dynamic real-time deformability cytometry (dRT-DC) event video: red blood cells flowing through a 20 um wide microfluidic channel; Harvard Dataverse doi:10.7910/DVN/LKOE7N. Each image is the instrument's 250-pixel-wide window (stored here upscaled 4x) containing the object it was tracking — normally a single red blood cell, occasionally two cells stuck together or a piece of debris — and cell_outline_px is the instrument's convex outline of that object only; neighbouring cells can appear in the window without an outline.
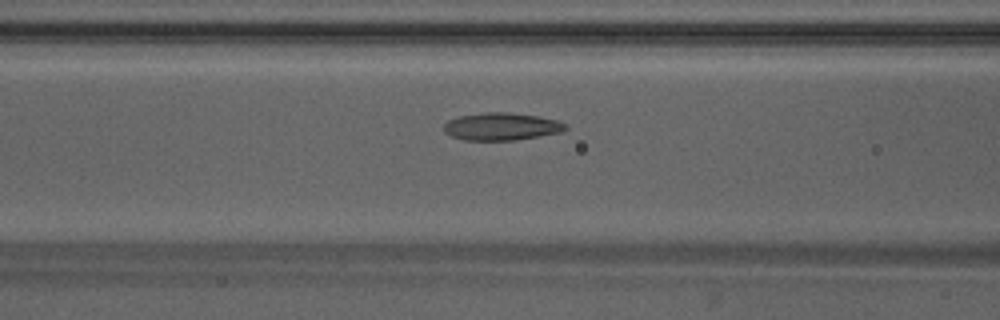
{"species": "Egyptian fruit bat (a non-hibernating species)", "species_latin": "Rousettus aegyptiacus", "temperature_condition": "warm", "stored_images_in_passage": 33, "camera_frame_rate_fps": 3000, "um_per_image_px": 0.085, "animal": {"sex": "male"}, "frame": {"image": 1, "passage_image": 5, "time_ms": 1.333, "image_size_px": [1000, 320], "cell_outline_px": [[568, 128], [564, 132], [516, 140], [464, 140], [452, 136], [444, 132], [444, 124], [448, 120], [460, 116], [484, 112], [508, 112], [536, 116], [556, 120], [564, 124]], "centroid_in_image_um": [42.62, 10.76], "position_along_channel_um": 124.0, "area_um2": 19.48}}
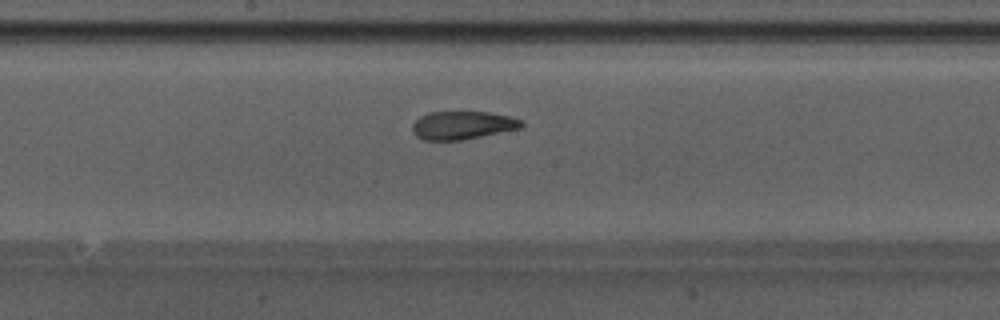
{"frame": {"image": 2, "passage_image": 11, "time_ms": 3.333, "image_size_px": [1000, 320], "cell_outline_px": [[524, 124], [520, 128], [464, 140], [424, 140], [416, 136], [412, 132], [412, 124], [420, 116], [428, 112], [488, 112], [508, 116], [524, 120]], "centroid_in_image_um": [39.3, 10.65], "position_along_channel_um": 208.9, "area_um2": 17.98}}
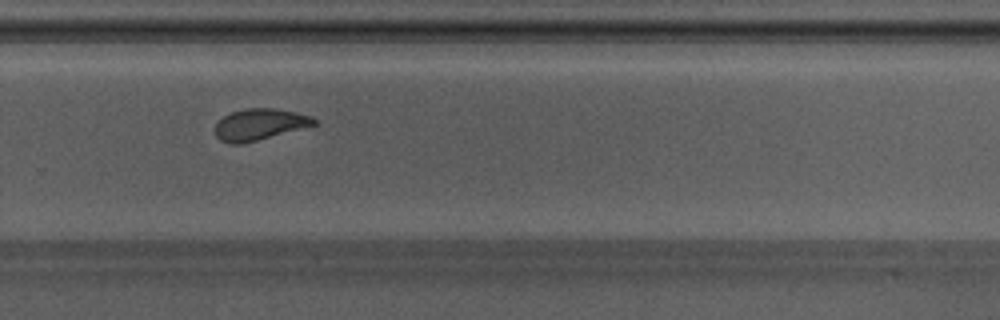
{"frame": {"image": 3, "passage_image": 18, "time_ms": 5.667, "image_size_px": [1000, 320], "cell_outline_px": [[316, 124], [256, 140], [240, 144], [232, 144], [220, 140], [216, 136], [216, 124], [224, 116], [232, 112], [248, 108], [276, 108], [296, 112], [312, 116], [316, 120]], "centroid_in_image_um": [22.06, 10.56], "position_along_channel_um": 307.7, "area_um2": 17.69}, "authors_computed_cell_mechanics": {"area_um2": 18.6694, "velocity_mm_per_s": 4.2531, "shape_relaxation_time_tau1_ms": 6.337, "shape_relaxation_time_tau2_ms": 1.2558, "deformation_change_tau1": 0.2322, "deformation_change_tau2": 0.086}}